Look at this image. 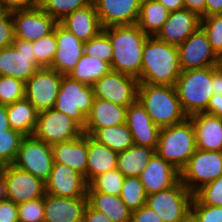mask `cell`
I'll return each instance as SVG.
<instances>
[{
	"instance_id": "cell-36",
	"label": "cell",
	"mask_w": 222,
	"mask_h": 222,
	"mask_svg": "<svg viewBox=\"0 0 222 222\" xmlns=\"http://www.w3.org/2000/svg\"><path fill=\"white\" fill-rule=\"evenodd\" d=\"M146 196L140 177H125L119 197L131 211L146 205Z\"/></svg>"
},
{
	"instance_id": "cell-57",
	"label": "cell",
	"mask_w": 222,
	"mask_h": 222,
	"mask_svg": "<svg viewBox=\"0 0 222 222\" xmlns=\"http://www.w3.org/2000/svg\"><path fill=\"white\" fill-rule=\"evenodd\" d=\"M7 199L6 182L2 172L0 171V200Z\"/></svg>"
},
{
	"instance_id": "cell-1",
	"label": "cell",
	"mask_w": 222,
	"mask_h": 222,
	"mask_svg": "<svg viewBox=\"0 0 222 222\" xmlns=\"http://www.w3.org/2000/svg\"><path fill=\"white\" fill-rule=\"evenodd\" d=\"M181 72L178 47L156 36H148L143 49L139 83L175 86Z\"/></svg>"
},
{
	"instance_id": "cell-24",
	"label": "cell",
	"mask_w": 222,
	"mask_h": 222,
	"mask_svg": "<svg viewBox=\"0 0 222 222\" xmlns=\"http://www.w3.org/2000/svg\"><path fill=\"white\" fill-rule=\"evenodd\" d=\"M54 163L64 164L81 173L87 183L88 135L52 146Z\"/></svg>"
},
{
	"instance_id": "cell-34",
	"label": "cell",
	"mask_w": 222,
	"mask_h": 222,
	"mask_svg": "<svg viewBox=\"0 0 222 222\" xmlns=\"http://www.w3.org/2000/svg\"><path fill=\"white\" fill-rule=\"evenodd\" d=\"M110 71L111 67L107 62L83 53L77 65L68 76L86 85L93 86L98 79Z\"/></svg>"
},
{
	"instance_id": "cell-13",
	"label": "cell",
	"mask_w": 222,
	"mask_h": 222,
	"mask_svg": "<svg viewBox=\"0 0 222 222\" xmlns=\"http://www.w3.org/2000/svg\"><path fill=\"white\" fill-rule=\"evenodd\" d=\"M63 75L49 67L38 69L25 82V99L33 104L38 112L54 107Z\"/></svg>"
},
{
	"instance_id": "cell-26",
	"label": "cell",
	"mask_w": 222,
	"mask_h": 222,
	"mask_svg": "<svg viewBox=\"0 0 222 222\" xmlns=\"http://www.w3.org/2000/svg\"><path fill=\"white\" fill-rule=\"evenodd\" d=\"M59 23L83 42L89 41L103 30L93 1L75 10Z\"/></svg>"
},
{
	"instance_id": "cell-58",
	"label": "cell",
	"mask_w": 222,
	"mask_h": 222,
	"mask_svg": "<svg viewBox=\"0 0 222 222\" xmlns=\"http://www.w3.org/2000/svg\"><path fill=\"white\" fill-rule=\"evenodd\" d=\"M182 222H198L195 217L190 213Z\"/></svg>"
},
{
	"instance_id": "cell-8",
	"label": "cell",
	"mask_w": 222,
	"mask_h": 222,
	"mask_svg": "<svg viewBox=\"0 0 222 222\" xmlns=\"http://www.w3.org/2000/svg\"><path fill=\"white\" fill-rule=\"evenodd\" d=\"M222 174V151L197 149L180 170V181L194 194Z\"/></svg>"
},
{
	"instance_id": "cell-14",
	"label": "cell",
	"mask_w": 222,
	"mask_h": 222,
	"mask_svg": "<svg viewBox=\"0 0 222 222\" xmlns=\"http://www.w3.org/2000/svg\"><path fill=\"white\" fill-rule=\"evenodd\" d=\"M0 171L6 182L7 199L15 204H22L45 196V183L31 173L13 164L0 167Z\"/></svg>"
},
{
	"instance_id": "cell-12",
	"label": "cell",
	"mask_w": 222,
	"mask_h": 222,
	"mask_svg": "<svg viewBox=\"0 0 222 222\" xmlns=\"http://www.w3.org/2000/svg\"><path fill=\"white\" fill-rule=\"evenodd\" d=\"M138 87V78L112 70L93 85L96 98L122 107H128L137 100Z\"/></svg>"
},
{
	"instance_id": "cell-44",
	"label": "cell",
	"mask_w": 222,
	"mask_h": 222,
	"mask_svg": "<svg viewBox=\"0 0 222 222\" xmlns=\"http://www.w3.org/2000/svg\"><path fill=\"white\" fill-rule=\"evenodd\" d=\"M20 222H44V197L17 204Z\"/></svg>"
},
{
	"instance_id": "cell-11",
	"label": "cell",
	"mask_w": 222,
	"mask_h": 222,
	"mask_svg": "<svg viewBox=\"0 0 222 222\" xmlns=\"http://www.w3.org/2000/svg\"><path fill=\"white\" fill-rule=\"evenodd\" d=\"M53 163L52 146L31 135L25 136L21 141L13 165L45 183L49 179Z\"/></svg>"
},
{
	"instance_id": "cell-27",
	"label": "cell",
	"mask_w": 222,
	"mask_h": 222,
	"mask_svg": "<svg viewBox=\"0 0 222 222\" xmlns=\"http://www.w3.org/2000/svg\"><path fill=\"white\" fill-rule=\"evenodd\" d=\"M126 110L127 107L95 97L83 133L91 136L97 129L126 123Z\"/></svg>"
},
{
	"instance_id": "cell-54",
	"label": "cell",
	"mask_w": 222,
	"mask_h": 222,
	"mask_svg": "<svg viewBox=\"0 0 222 222\" xmlns=\"http://www.w3.org/2000/svg\"><path fill=\"white\" fill-rule=\"evenodd\" d=\"M206 16L222 14V0H205Z\"/></svg>"
},
{
	"instance_id": "cell-59",
	"label": "cell",
	"mask_w": 222,
	"mask_h": 222,
	"mask_svg": "<svg viewBox=\"0 0 222 222\" xmlns=\"http://www.w3.org/2000/svg\"><path fill=\"white\" fill-rule=\"evenodd\" d=\"M45 0H31V3L34 6H41V4L44 2Z\"/></svg>"
},
{
	"instance_id": "cell-17",
	"label": "cell",
	"mask_w": 222,
	"mask_h": 222,
	"mask_svg": "<svg viewBox=\"0 0 222 222\" xmlns=\"http://www.w3.org/2000/svg\"><path fill=\"white\" fill-rule=\"evenodd\" d=\"M87 187L81 173L59 163H53L49 179L45 182L46 193L56 197H85Z\"/></svg>"
},
{
	"instance_id": "cell-29",
	"label": "cell",
	"mask_w": 222,
	"mask_h": 222,
	"mask_svg": "<svg viewBox=\"0 0 222 222\" xmlns=\"http://www.w3.org/2000/svg\"><path fill=\"white\" fill-rule=\"evenodd\" d=\"M88 204L105 214L112 222H130L131 210L119 196L101 192H87Z\"/></svg>"
},
{
	"instance_id": "cell-37",
	"label": "cell",
	"mask_w": 222,
	"mask_h": 222,
	"mask_svg": "<svg viewBox=\"0 0 222 222\" xmlns=\"http://www.w3.org/2000/svg\"><path fill=\"white\" fill-rule=\"evenodd\" d=\"M24 137L12 128L0 132V167L14 163Z\"/></svg>"
},
{
	"instance_id": "cell-40",
	"label": "cell",
	"mask_w": 222,
	"mask_h": 222,
	"mask_svg": "<svg viewBox=\"0 0 222 222\" xmlns=\"http://www.w3.org/2000/svg\"><path fill=\"white\" fill-rule=\"evenodd\" d=\"M200 27L206 33L212 50L222 60V14L201 18Z\"/></svg>"
},
{
	"instance_id": "cell-48",
	"label": "cell",
	"mask_w": 222,
	"mask_h": 222,
	"mask_svg": "<svg viewBox=\"0 0 222 222\" xmlns=\"http://www.w3.org/2000/svg\"><path fill=\"white\" fill-rule=\"evenodd\" d=\"M130 222H163L151 208L143 205L131 212Z\"/></svg>"
},
{
	"instance_id": "cell-31",
	"label": "cell",
	"mask_w": 222,
	"mask_h": 222,
	"mask_svg": "<svg viewBox=\"0 0 222 222\" xmlns=\"http://www.w3.org/2000/svg\"><path fill=\"white\" fill-rule=\"evenodd\" d=\"M38 113L33 104L25 98L7 105V117L10 128L21 132L25 136L33 135Z\"/></svg>"
},
{
	"instance_id": "cell-42",
	"label": "cell",
	"mask_w": 222,
	"mask_h": 222,
	"mask_svg": "<svg viewBox=\"0 0 222 222\" xmlns=\"http://www.w3.org/2000/svg\"><path fill=\"white\" fill-rule=\"evenodd\" d=\"M191 205L222 206V174L194 193Z\"/></svg>"
},
{
	"instance_id": "cell-7",
	"label": "cell",
	"mask_w": 222,
	"mask_h": 222,
	"mask_svg": "<svg viewBox=\"0 0 222 222\" xmlns=\"http://www.w3.org/2000/svg\"><path fill=\"white\" fill-rule=\"evenodd\" d=\"M194 198L179 180L174 186L146 196V206L151 208L163 222H182L191 213Z\"/></svg>"
},
{
	"instance_id": "cell-25",
	"label": "cell",
	"mask_w": 222,
	"mask_h": 222,
	"mask_svg": "<svg viewBox=\"0 0 222 222\" xmlns=\"http://www.w3.org/2000/svg\"><path fill=\"white\" fill-rule=\"evenodd\" d=\"M195 131L197 149L222 151V118L207 113L188 117Z\"/></svg>"
},
{
	"instance_id": "cell-49",
	"label": "cell",
	"mask_w": 222,
	"mask_h": 222,
	"mask_svg": "<svg viewBox=\"0 0 222 222\" xmlns=\"http://www.w3.org/2000/svg\"><path fill=\"white\" fill-rule=\"evenodd\" d=\"M32 7L31 0H0V11L14 12Z\"/></svg>"
},
{
	"instance_id": "cell-32",
	"label": "cell",
	"mask_w": 222,
	"mask_h": 222,
	"mask_svg": "<svg viewBox=\"0 0 222 222\" xmlns=\"http://www.w3.org/2000/svg\"><path fill=\"white\" fill-rule=\"evenodd\" d=\"M170 11L157 0H142L137 20L139 28L148 36H156Z\"/></svg>"
},
{
	"instance_id": "cell-41",
	"label": "cell",
	"mask_w": 222,
	"mask_h": 222,
	"mask_svg": "<svg viewBox=\"0 0 222 222\" xmlns=\"http://www.w3.org/2000/svg\"><path fill=\"white\" fill-rule=\"evenodd\" d=\"M84 54L96 57L111 66L113 47L108 35L102 30L97 36L84 43Z\"/></svg>"
},
{
	"instance_id": "cell-51",
	"label": "cell",
	"mask_w": 222,
	"mask_h": 222,
	"mask_svg": "<svg viewBox=\"0 0 222 222\" xmlns=\"http://www.w3.org/2000/svg\"><path fill=\"white\" fill-rule=\"evenodd\" d=\"M204 113L222 118V95L213 94Z\"/></svg>"
},
{
	"instance_id": "cell-4",
	"label": "cell",
	"mask_w": 222,
	"mask_h": 222,
	"mask_svg": "<svg viewBox=\"0 0 222 222\" xmlns=\"http://www.w3.org/2000/svg\"><path fill=\"white\" fill-rule=\"evenodd\" d=\"M197 150L192 121L160 128L155 152L180 171Z\"/></svg>"
},
{
	"instance_id": "cell-53",
	"label": "cell",
	"mask_w": 222,
	"mask_h": 222,
	"mask_svg": "<svg viewBox=\"0 0 222 222\" xmlns=\"http://www.w3.org/2000/svg\"><path fill=\"white\" fill-rule=\"evenodd\" d=\"M212 87L214 94L222 95V63L212 67Z\"/></svg>"
},
{
	"instance_id": "cell-35",
	"label": "cell",
	"mask_w": 222,
	"mask_h": 222,
	"mask_svg": "<svg viewBox=\"0 0 222 222\" xmlns=\"http://www.w3.org/2000/svg\"><path fill=\"white\" fill-rule=\"evenodd\" d=\"M125 176L116 168L95 177L87 187V192H101L119 196Z\"/></svg>"
},
{
	"instance_id": "cell-45",
	"label": "cell",
	"mask_w": 222,
	"mask_h": 222,
	"mask_svg": "<svg viewBox=\"0 0 222 222\" xmlns=\"http://www.w3.org/2000/svg\"><path fill=\"white\" fill-rule=\"evenodd\" d=\"M191 214L198 222H222V206L191 205Z\"/></svg>"
},
{
	"instance_id": "cell-38",
	"label": "cell",
	"mask_w": 222,
	"mask_h": 222,
	"mask_svg": "<svg viewBox=\"0 0 222 222\" xmlns=\"http://www.w3.org/2000/svg\"><path fill=\"white\" fill-rule=\"evenodd\" d=\"M92 0H45L41 8L57 23L75 10L90 4Z\"/></svg>"
},
{
	"instance_id": "cell-33",
	"label": "cell",
	"mask_w": 222,
	"mask_h": 222,
	"mask_svg": "<svg viewBox=\"0 0 222 222\" xmlns=\"http://www.w3.org/2000/svg\"><path fill=\"white\" fill-rule=\"evenodd\" d=\"M91 137L118 153L134 145L132 134L126 123L97 129Z\"/></svg>"
},
{
	"instance_id": "cell-23",
	"label": "cell",
	"mask_w": 222,
	"mask_h": 222,
	"mask_svg": "<svg viewBox=\"0 0 222 222\" xmlns=\"http://www.w3.org/2000/svg\"><path fill=\"white\" fill-rule=\"evenodd\" d=\"M139 177L149 195L174 186L180 180V171L155 153Z\"/></svg>"
},
{
	"instance_id": "cell-6",
	"label": "cell",
	"mask_w": 222,
	"mask_h": 222,
	"mask_svg": "<svg viewBox=\"0 0 222 222\" xmlns=\"http://www.w3.org/2000/svg\"><path fill=\"white\" fill-rule=\"evenodd\" d=\"M94 98L93 86L63 75L53 108L68 115L84 129Z\"/></svg>"
},
{
	"instance_id": "cell-3",
	"label": "cell",
	"mask_w": 222,
	"mask_h": 222,
	"mask_svg": "<svg viewBox=\"0 0 222 222\" xmlns=\"http://www.w3.org/2000/svg\"><path fill=\"white\" fill-rule=\"evenodd\" d=\"M137 99L159 128L179 124L188 118L175 86L139 83Z\"/></svg>"
},
{
	"instance_id": "cell-20",
	"label": "cell",
	"mask_w": 222,
	"mask_h": 222,
	"mask_svg": "<svg viewBox=\"0 0 222 222\" xmlns=\"http://www.w3.org/2000/svg\"><path fill=\"white\" fill-rule=\"evenodd\" d=\"M56 39L57 51L49 68L61 75H69L84 53L85 42L78 39L60 23L56 24Z\"/></svg>"
},
{
	"instance_id": "cell-56",
	"label": "cell",
	"mask_w": 222,
	"mask_h": 222,
	"mask_svg": "<svg viewBox=\"0 0 222 222\" xmlns=\"http://www.w3.org/2000/svg\"><path fill=\"white\" fill-rule=\"evenodd\" d=\"M10 129L7 117V105L0 104V132Z\"/></svg>"
},
{
	"instance_id": "cell-55",
	"label": "cell",
	"mask_w": 222,
	"mask_h": 222,
	"mask_svg": "<svg viewBox=\"0 0 222 222\" xmlns=\"http://www.w3.org/2000/svg\"><path fill=\"white\" fill-rule=\"evenodd\" d=\"M165 6L170 12L185 8L183 0H157Z\"/></svg>"
},
{
	"instance_id": "cell-52",
	"label": "cell",
	"mask_w": 222,
	"mask_h": 222,
	"mask_svg": "<svg viewBox=\"0 0 222 222\" xmlns=\"http://www.w3.org/2000/svg\"><path fill=\"white\" fill-rule=\"evenodd\" d=\"M184 7L196 13L200 18L206 17V2L205 0H183Z\"/></svg>"
},
{
	"instance_id": "cell-22",
	"label": "cell",
	"mask_w": 222,
	"mask_h": 222,
	"mask_svg": "<svg viewBox=\"0 0 222 222\" xmlns=\"http://www.w3.org/2000/svg\"><path fill=\"white\" fill-rule=\"evenodd\" d=\"M88 204L85 197L44 196V222H82Z\"/></svg>"
},
{
	"instance_id": "cell-39",
	"label": "cell",
	"mask_w": 222,
	"mask_h": 222,
	"mask_svg": "<svg viewBox=\"0 0 222 222\" xmlns=\"http://www.w3.org/2000/svg\"><path fill=\"white\" fill-rule=\"evenodd\" d=\"M32 50L42 67H50L57 51L56 26L50 34L33 41Z\"/></svg>"
},
{
	"instance_id": "cell-30",
	"label": "cell",
	"mask_w": 222,
	"mask_h": 222,
	"mask_svg": "<svg viewBox=\"0 0 222 222\" xmlns=\"http://www.w3.org/2000/svg\"><path fill=\"white\" fill-rule=\"evenodd\" d=\"M155 153V148L134 144L127 150L118 153L117 169L125 177H139Z\"/></svg>"
},
{
	"instance_id": "cell-15",
	"label": "cell",
	"mask_w": 222,
	"mask_h": 222,
	"mask_svg": "<svg viewBox=\"0 0 222 222\" xmlns=\"http://www.w3.org/2000/svg\"><path fill=\"white\" fill-rule=\"evenodd\" d=\"M178 51L182 71L219 66L222 63L201 27L178 46Z\"/></svg>"
},
{
	"instance_id": "cell-5",
	"label": "cell",
	"mask_w": 222,
	"mask_h": 222,
	"mask_svg": "<svg viewBox=\"0 0 222 222\" xmlns=\"http://www.w3.org/2000/svg\"><path fill=\"white\" fill-rule=\"evenodd\" d=\"M175 89L185 114L190 117L204 113L212 97V67L184 70L179 75Z\"/></svg>"
},
{
	"instance_id": "cell-19",
	"label": "cell",
	"mask_w": 222,
	"mask_h": 222,
	"mask_svg": "<svg viewBox=\"0 0 222 222\" xmlns=\"http://www.w3.org/2000/svg\"><path fill=\"white\" fill-rule=\"evenodd\" d=\"M201 24V18L186 8L169 13L156 37L173 46L181 45Z\"/></svg>"
},
{
	"instance_id": "cell-47",
	"label": "cell",
	"mask_w": 222,
	"mask_h": 222,
	"mask_svg": "<svg viewBox=\"0 0 222 222\" xmlns=\"http://www.w3.org/2000/svg\"><path fill=\"white\" fill-rule=\"evenodd\" d=\"M18 207L9 199L0 200V222H18Z\"/></svg>"
},
{
	"instance_id": "cell-18",
	"label": "cell",
	"mask_w": 222,
	"mask_h": 222,
	"mask_svg": "<svg viewBox=\"0 0 222 222\" xmlns=\"http://www.w3.org/2000/svg\"><path fill=\"white\" fill-rule=\"evenodd\" d=\"M103 28L137 23L142 0H92Z\"/></svg>"
},
{
	"instance_id": "cell-21",
	"label": "cell",
	"mask_w": 222,
	"mask_h": 222,
	"mask_svg": "<svg viewBox=\"0 0 222 222\" xmlns=\"http://www.w3.org/2000/svg\"><path fill=\"white\" fill-rule=\"evenodd\" d=\"M126 124L135 145L156 149L160 128L152 122L138 99L127 107Z\"/></svg>"
},
{
	"instance_id": "cell-2",
	"label": "cell",
	"mask_w": 222,
	"mask_h": 222,
	"mask_svg": "<svg viewBox=\"0 0 222 222\" xmlns=\"http://www.w3.org/2000/svg\"><path fill=\"white\" fill-rule=\"evenodd\" d=\"M113 47L111 70L139 78L144 44L148 38L137 24L103 28Z\"/></svg>"
},
{
	"instance_id": "cell-28",
	"label": "cell",
	"mask_w": 222,
	"mask_h": 222,
	"mask_svg": "<svg viewBox=\"0 0 222 222\" xmlns=\"http://www.w3.org/2000/svg\"><path fill=\"white\" fill-rule=\"evenodd\" d=\"M118 152L88 135L87 184L95 177L117 168Z\"/></svg>"
},
{
	"instance_id": "cell-16",
	"label": "cell",
	"mask_w": 222,
	"mask_h": 222,
	"mask_svg": "<svg viewBox=\"0 0 222 222\" xmlns=\"http://www.w3.org/2000/svg\"><path fill=\"white\" fill-rule=\"evenodd\" d=\"M16 39L33 42L50 34L57 22L40 6L12 12Z\"/></svg>"
},
{
	"instance_id": "cell-9",
	"label": "cell",
	"mask_w": 222,
	"mask_h": 222,
	"mask_svg": "<svg viewBox=\"0 0 222 222\" xmlns=\"http://www.w3.org/2000/svg\"><path fill=\"white\" fill-rule=\"evenodd\" d=\"M40 68L30 41L15 38L12 45L0 50V76L26 82Z\"/></svg>"
},
{
	"instance_id": "cell-43",
	"label": "cell",
	"mask_w": 222,
	"mask_h": 222,
	"mask_svg": "<svg viewBox=\"0 0 222 222\" xmlns=\"http://www.w3.org/2000/svg\"><path fill=\"white\" fill-rule=\"evenodd\" d=\"M25 97V82L13 77L0 76V104L9 105Z\"/></svg>"
},
{
	"instance_id": "cell-50",
	"label": "cell",
	"mask_w": 222,
	"mask_h": 222,
	"mask_svg": "<svg viewBox=\"0 0 222 222\" xmlns=\"http://www.w3.org/2000/svg\"><path fill=\"white\" fill-rule=\"evenodd\" d=\"M82 222H112V221L105 214H103L98 210L93 209L89 204H87Z\"/></svg>"
},
{
	"instance_id": "cell-46",
	"label": "cell",
	"mask_w": 222,
	"mask_h": 222,
	"mask_svg": "<svg viewBox=\"0 0 222 222\" xmlns=\"http://www.w3.org/2000/svg\"><path fill=\"white\" fill-rule=\"evenodd\" d=\"M14 39L12 12L0 11V50L12 45Z\"/></svg>"
},
{
	"instance_id": "cell-10",
	"label": "cell",
	"mask_w": 222,
	"mask_h": 222,
	"mask_svg": "<svg viewBox=\"0 0 222 222\" xmlns=\"http://www.w3.org/2000/svg\"><path fill=\"white\" fill-rule=\"evenodd\" d=\"M83 128L65 113L54 108L38 113L33 136L48 145L73 140L82 136Z\"/></svg>"
}]
</instances>
